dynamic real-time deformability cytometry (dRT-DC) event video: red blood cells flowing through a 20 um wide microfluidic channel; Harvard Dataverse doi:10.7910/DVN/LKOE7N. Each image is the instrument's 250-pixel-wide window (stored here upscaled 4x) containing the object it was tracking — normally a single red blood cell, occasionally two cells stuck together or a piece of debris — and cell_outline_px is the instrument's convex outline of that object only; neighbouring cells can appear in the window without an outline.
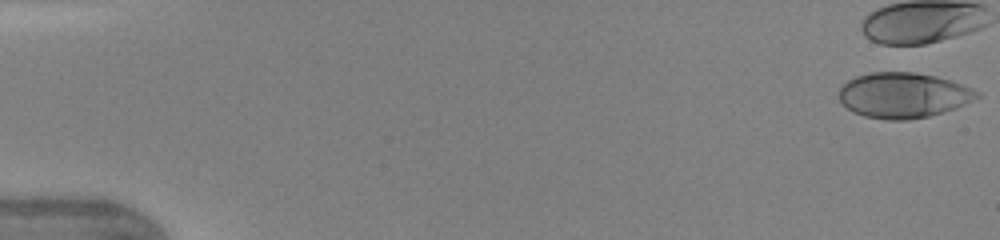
{"species": "human", "species_latin": "Homo sapiens", "temperature_condition": "warm", "stored_images_in_passage": 37, "camera_frame_rate_fps": 3000, "um_per_image_px": 0.085, "donor": {"sex": "female"}, "frame": {"image": 1, "passage_image": 1, "time_ms": 0.0, "image_size_px": [1000, 240], "cell_outline_px": [[980, 96], [956, 108], [944, 112], [928, 116], [908, 120], [888, 120], [864, 116], [852, 112], [840, 100], [840, 88], [848, 80], [856, 76], [872, 72], [916, 72], [936, 76], [972, 88], [980, 92]], "centroid_in_image_um": [76.78, 8.1], "position_along_channel_um": 8.2, "area_um2": 36.3}}